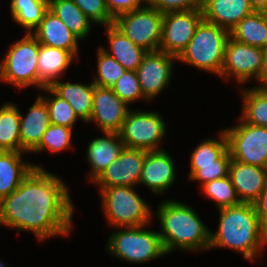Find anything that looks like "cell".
I'll list each match as a JSON object with an SVG mask.
<instances>
[{"mask_svg":"<svg viewBox=\"0 0 267 267\" xmlns=\"http://www.w3.org/2000/svg\"><path fill=\"white\" fill-rule=\"evenodd\" d=\"M105 137L96 138L87 148L88 161L92 167L90 180L95 181L109 164L118 158L123 150L124 143L119 133L103 132Z\"/></svg>","mask_w":267,"mask_h":267,"instance_id":"cell-21","label":"cell"},{"mask_svg":"<svg viewBox=\"0 0 267 267\" xmlns=\"http://www.w3.org/2000/svg\"><path fill=\"white\" fill-rule=\"evenodd\" d=\"M75 57L64 49L39 44L38 87H49L65 72Z\"/></svg>","mask_w":267,"mask_h":267,"instance_id":"cell-22","label":"cell"},{"mask_svg":"<svg viewBox=\"0 0 267 267\" xmlns=\"http://www.w3.org/2000/svg\"><path fill=\"white\" fill-rule=\"evenodd\" d=\"M147 3L161 13L203 9V0H147Z\"/></svg>","mask_w":267,"mask_h":267,"instance_id":"cell-39","label":"cell"},{"mask_svg":"<svg viewBox=\"0 0 267 267\" xmlns=\"http://www.w3.org/2000/svg\"><path fill=\"white\" fill-rule=\"evenodd\" d=\"M257 80L260 81L261 84L255 88L267 91V47L263 49V67Z\"/></svg>","mask_w":267,"mask_h":267,"instance_id":"cell-42","label":"cell"},{"mask_svg":"<svg viewBox=\"0 0 267 267\" xmlns=\"http://www.w3.org/2000/svg\"><path fill=\"white\" fill-rule=\"evenodd\" d=\"M106 30L112 53L106 52L126 70L136 71L147 51L134 44L113 24L106 26Z\"/></svg>","mask_w":267,"mask_h":267,"instance_id":"cell-25","label":"cell"},{"mask_svg":"<svg viewBox=\"0 0 267 267\" xmlns=\"http://www.w3.org/2000/svg\"><path fill=\"white\" fill-rule=\"evenodd\" d=\"M228 175L240 202L253 204L265 187L267 168L231 159Z\"/></svg>","mask_w":267,"mask_h":267,"instance_id":"cell-16","label":"cell"},{"mask_svg":"<svg viewBox=\"0 0 267 267\" xmlns=\"http://www.w3.org/2000/svg\"><path fill=\"white\" fill-rule=\"evenodd\" d=\"M145 5L117 16L113 25L147 52L159 51L163 13Z\"/></svg>","mask_w":267,"mask_h":267,"instance_id":"cell-8","label":"cell"},{"mask_svg":"<svg viewBox=\"0 0 267 267\" xmlns=\"http://www.w3.org/2000/svg\"><path fill=\"white\" fill-rule=\"evenodd\" d=\"M51 124L45 100L38 96L24 118L20 113L21 152H32L40 143L43 134Z\"/></svg>","mask_w":267,"mask_h":267,"instance_id":"cell-20","label":"cell"},{"mask_svg":"<svg viewBox=\"0 0 267 267\" xmlns=\"http://www.w3.org/2000/svg\"><path fill=\"white\" fill-rule=\"evenodd\" d=\"M72 128L50 124L39 145L32 152H41L45 149L60 152L71 146Z\"/></svg>","mask_w":267,"mask_h":267,"instance_id":"cell-35","label":"cell"},{"mask_svg":"<svg viewBox=\"0 0 267 267\" xmlns=\"http://www.w3.org/2000/svg\"><path fill=\"white\" fill-rule=\"evenodd\" d=\"M97 56L98 74L95 76L93 83L97 86L111 88L126 69L110 56L103 47H100Z\"/></svg>","mask_w":267,"mask_h":267,"instance_id":"cell-32","label":"cell"},{"mask_svg":"<svg viewBox=\"0 0 267 267\" xmlns=\"http://www.w3.org/2000/svg\"><path fill=\"white\" fill-rule=\"evenodd\" d=\"M49 88L73 108L78 119L89 122L92 114L94 83L89 85L53 82Z\"/></svg>","mask_w":267,"mask_h":267,"instance_id":"cell-24","label":"cell"},{"mask_svg":"<svg viewBox=\"0 0 267 267\" xmlns=\"http://www.w3.org/2000/svg\"><path fill=\"white\" fill-rule=\"evenodd\" d=\"M202 191L216 202L218 209L241 203L229 175L203 184Z\"/></svg>","mask_w":267,"mask_h":267,"instance_id":"cell-33","label":"cell"},{"mask_svg":"<svg viewBox=\"0 0 267 267\" xmlns=\"http://www.w3.org/2000/svg\"><path fill=\"white\" fill-rule=\"evenodd\" d=\"M39 42L32 33L11 44L6 57L1 60L0 80L23 88L38 87Z\"/></svg>","mask_w":267,"mask_h":267,"instance_id":"cell-7","label":"cell"},{"mask_svg":"<svg viewBox=\"0 0 267 267\" xmlns=\"http://www.w3.org/2000/svg\"><path fill=\"white\" fill-rule=\"evenodd\" d=\"M157 213L163 229L159 235L166 254L176 247L187 251L209 249L211 232L191 207L167 200L160 204Z\"/></svg>","mask_w":267,"mask_h":267,"instance_id":"cell-3","label":"cell"},{"mask_svg":"<svg viewBox=\"0 0 267 267\" xmlns=\"http://www.w3.org/2000/svg\"><path fill=\"white\" fill-rule=\"evenodd\" d=\"M174 180L175 167L172 157L163 149L147 151L139 183L159 194L173 185Z\"/></svg>","mask_w":267,"mask_h":267,"instance_id":"cell-17","label":"cell"},{"mask_svg":"<svg viewBox=\"0 0 267 267\" xmlns=\"http://www.w3.org/2000/svg\"><path fill=\"white\" fill-rule=\"evenodd\" d=\"M253 204L261 226L267 231V180L261 195Z\"/></svg>","mask_w":267,"mask_h":267,"instance_id":"cell-41","label":"cell"},{"mask_svg":"<svg viewBox=\"0 0 267 267\" xmlns=\"http://www.w3.org/2000/svg\"><path fill=\"white\" fill-rule=\"evenodd\" d=\"M44 90L54 96L53 98L51 96V99L50 97L42 96L49 111L51 124L73 128V124L78 117L71 105L66 100L57 96L49 87H44L43 91Z\"/></svg>","mask_w":267,"mask_h":267,"instance_id":"cell-34","label":"cell"},{"mask_svg":"<svg viewBox=\"0 0 267 267\" xmlns=\"http://www.w3.org/2000/svg\"><path fill=\"white\" fill-rule=\"evenodd\" d=\"M203 19L202 10L163 13L159 51L178 57Z\"/></svg>","mask_w":267,"mask_h":267,"instance_id":"cell-11","label":"cell"},{"mask_svg":"<svg viewBox=\"0 0 267 267\" xmlns=\"http://www.w3.org/2000/svg\"><path fill=\"white\" fill-rule=\"evenodd\" d=\"M93 22L112 25L114 18L110 15L105 0H72Z\"/></svg>","mask_w":267,"mask_h":267,"instance_id":"cell-38","label":"cell"},{"mask_svg":"<svg viewBox=\"0 0 267 267\" xmlns=\"http://www.w3.org/2000/svg\"><path fill=\"white\" fill-rule=\"evenodd\" d=\"M165 133L166 125L159 113L129 110L119 135L126 148L154 151L159 150Z\"/></svg>","mask_w":267,"mask_h":267,"instance_id":"cell-10","label":"cell"},{"mask_svg":"<svg viewBox=\"0 0 267 267\" xmlns=\"http://www.w3.org/2000/svg\"><path fill=\"white\" fill-rule=\"evenodd\" d=\"M232 160L267 168V127L247 124L223 130Z\"/></svg>","mask_w":267,"mask_h":267,"instance_id":"cell-9","label":"cell"},{"mask_svg":"<svg viewBox=\"0 0 267 267\" xmlns=\"http://www.w3.org/2000/svg\"><path fill=\"white\" fill-rule=\"evenodd\" d=\"M219 212V228L215 234L211 232L209 248L228 247L247 260H255L267 244V231L260 224L254 204L241 202Z\"/></svg>","mask_w":267,"mask_h":267,"instance_id":"cell-2","label":"cell"},{"mask_svg":"<svg viewBox=\"0 0 267 267\" xmlns=\"http://www.w3.org/2000/svg\"><path fill=\"white\" fill-rule=\"evenodd\" d=\"M110 15L115 19L117 16L141 8V3L147 0H105Z\"/></svg>","mask_w":267,"mask_h":267,"instance_id":"cell-40","label":"cell"},{"mask_svg":"<svg viewBox=\"0 0 267 267\" xmlns=\"http://www.w3.org/2000/svg\"><path fill=\"white\" fill-rule=\"evenodd\" d=\"M229 36L246 45L267 47V12L254 11L244 17L229 32Z\"/></svg>","mask_w":267,"mask_h":267,"instance_id":"cell-26","label":"cell"},{"mask_svg":"<svg viewBox=\"0 0 267 267\" xmlns=\"http://www.w3.org/2000/svg\"><path fill=\"white\" fill-rule=\"evenodd\" d=\"M72 214L67 187L42 167L33 168L15 191L0 200V224L31 231L40 240L68 235Z\"/></svg>","mask_w":267,"mask_h":267,"instance_id":"cell-1","label":"cell"},{"mask_svg":"<svg viewBox=\"0 0 267 267\" xmlns=\"http://www.w3.org/2000/svg\"><path fill=\"white\" fill-rule=\"evenodd\" d=\"M147 151L124 147L118 158L95 180L100 187L139 184Z\"/></svg>","mask_w":267,"mask_h":267,"instance_id":"cell-14","label":"cell"},{"mask_svg":"<svg viewBox=\"0 0 267 267\" xmlns=\"http://www.w3.org/2000/svg\"><path fill=\"white\" fill-rule=\"evenodd\" d=\"M231 157L227 150L219 159L218 165L191 166L189 180H199L201 185L228 176Z\"/></svg>","mask_w":267,"mask_h":267,"instance_id":"cell-36","label":"cell"},{"mask_svg":"<svg viewBox=\"0 0 267 267\" xmlns=\"http://www.w3.org/2000/svg\"><path fill=\"white\" fill-rule=\"evenodd\" d=\"M32 32L39 44L64 49L73 56L77 55L79 38L49 9Z\"/></svg>","mask_w":267,"mask_h":267,"instance_id":"cell-18","label":"cell"},{"mask_svg":"<svg viewBox=\"0 0 267 267\" xmlns=\"http://www.w3.org/2000/svg\"><path fill=\"white\" fill-rule=\"evenodd\" d=\"M104 213L111 226H145L151 220V209L132 186L99 187Z\"/></svg>","mask_w":267,"mask_h":267,"instance_id":"cell-5","label":"cell"},{"mask_svg":"<svg viewBox=\"0 0 267 267\" xmlns=\"http://www.w3.org/2000/svg\"><path fill=\"white\" fill-rule=\"evenodd\" d=\"M10 12L14 21L23 28L36 29L48 10V0H11Z\"/></svg>","mask_w":267,"mask_h":267,"instance_id":"cell-29","label":"cell"},{"mask_svg":"<svg viewBox=\"0 0 267 267\" xmlns=\"http://www.w3.org/2000/svg\"><path fill=\"white\" fill-rule=\"evenodd\" d=\"M243 113L240 120L267 127V91L257 88L243 90Z\"/></svg>","mask_w":267,"mask_h":267,"instance_id":"cell-30","label":"cell"},{"mask_svg":"<svg viewBox=\"0 0 267 267\" xmlns=\"http://www.w3.org/2000/svg\"><path fill=\"white\" fill-rule=\"evenodd\" d=\"M203 18L230 32L244 17L254 9L249 0H203Z\"/></svg>","mask_w":267,"mask_h":267,"instance_id":"cell-19","label":"cell"},{"mask_svg":"<svg viewBox=\"0 0 267 267\" xmlns=\"http://www.w3.org/2000/svg\"><path fill=\"white\" fill-rule=\"evenodd\" d=\"M0 267H5L4 264L0 261Z\"/></svg>","mask_w":267,"mask_h":267,"instance_id":"cell-44","label":"cell"},{"mask_svg":"<svg viewBox=\"0 0 267 267\" xmlns=\"http://www.w3.org/2000/svg\"><path fill=\"white\" fill-rule=\"evenodd\" d=\"M263 67V49L246 45L230 36L225 45L224 63L221 77L233 76L239 83L258 78Z\"/></svg>","mask_w":267,"mask_h":267,"instance_id":"cell-12","label":"cell"},{"mask_svg":"<svg viewBox=\"0 0 267 267\" xmlns=\"http://www.w3.org/2000/svg\"><path fill=\"white\" fill-rule=\"evenodd\" d=\"M111 88L94 84L92 114L90 122L94 121L103 132L119 133L129 108Z\"/></svg>","mask_w":267,"mask_h":267,"instance_id":"cell-15","label":"cell"},{"mask_svg":"<svg viewBox=\"0 0 267 267\" xmlns=\"http://www.w3.org/2000/svg\"><path fill=\"white\" fill-rule=\"evenodd\" d=\"M48 9L80 40L89 34L92 21L72 0H48Z\"/></svg>","mask_w":267,"mask_h":267,"instance_id":"cell-27","label":"cell"},{"mask_svg":"<svg viewBox=\"0 0 267 267\" xmlns=\"http://www.w3.org/2000/svg\"><path fill=\"white\" fill-rule=\"evenodd\" d=\"M0 151L21 152L20 111L12 103L0 108Z\"/></svg>","mask_w":267,"mask_h":267,"instance_id":"cell-28","label":"cell"},{"mask_svg":"<svg viewBox=\"0 0 267 267\" xmlns=\"http://www.w3.org/2000/svg\"><path fill=\"white\" fill-rule=\"evenodd\" d=\"M173 60L177 57L161 51L147 52L136 70L145 100H151L166 87L171 78Z\"/></svg>","mask_w":267,"mask_h":267,"instance_id":"cell-13","label":"cell"},{"mask_svg":"<svg viewBox=\"0 0 267 267\" xmlns=\"http://www.w3.org/2000/svg\"><path fill=\"white\" fill-rule=\"evenodd\" d=\"M229 31L204 19L177 60L220 75Z\"/></svg>","mask_w":267,"mask_h":267,"instance_id":"cell-4","label":"cell"},{"mask_svg":"<svg viewBox=\"0 0 267 267\" xmlns=\"http://www.w3.org/2000/svg\"><path fill=\"white\" fill-rule=\"evenodd\" d=\"M22 152L0 151V200L10 195L33 168H40L22 161Z\"/></svg>","mask_w":267,"mask_h":267,"instance_id":"cell-23","label":"cell"},{"mask_svg":"<svg viewBox=\"0 0 267 267\" xmlns=\"http://www.w3.org/2000/svg\"><path fill=\"white\" fill-rule=\"evenodd\" d=\"M219 136V140H204L194 149L190 166L218 165V159L228 150L225 132L221 131Z\"/></svg>","mask_w":267,"mask_h":267,"instance_id":"cell-31","label":"cell"},{"mask_svg":"<svg viewBox=\"0 0 267 267\" xmlns=\"http://www.w3.org/2000/svg\"><path fill=\"white\" fill-rule=\"evenodd\" d=\"M111 89L127 105L138 98L144 99L136 71L126 70Z\"/></svg>","mask_w":267,"mask_h":267,"instance_id":"cell-37","label":"cell"},{"mask_svg":"<svg viewBox=\"0 0 267 267\" xmlns=\"http://www.w3.org/2000/svg\"><path fill=\"white\" fill-rule=\"evenodd\" d=\"M143 227H124V230L112 234L108 239V251L134 264L164 256L166 251L159 233L144 230Z\"/></svg>","mask_w":267,"mask_h":267,"instance_id":"cell-6","label":"cell"},{"mask_svg":"<svg viewBox=\"0 0 267 267\" xmlns=\"http://www.w3.org/2000/svg\"><path fill=\"white\" fill-rule=\"evenodd\" d=\"M249 3L254 11L267 12V0H249Z\"/></svg>","mask_w":267,"mask_h":267,"instance_id":"cell-43","label":"cell"}]
</instances>
